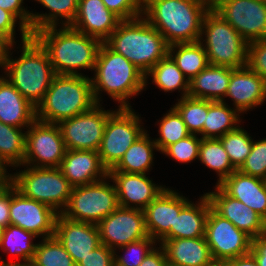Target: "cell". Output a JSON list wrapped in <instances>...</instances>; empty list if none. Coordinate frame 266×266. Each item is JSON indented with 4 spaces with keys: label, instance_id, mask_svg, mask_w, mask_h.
Returning <instances> with one entry per match:
<instances>
[{
    "label": "cell",
    "instance_id": "4fadbf2b",
    "mask_svg": "<svg viewBox=\"0 0 266 266\" xmlns=\"http://www.w3.org/2000/svg\"><path fill=\"white\" fill-rule=\"evenodd\" d=\"M212 8L247 43L266 39V4L262 0H212Z\"/></svg>",
    "mask_w": 266,
    "mask_h": 266
},
{
    "label": "cell",
    "instance_id": "4dcf8cb0",
    "mask_svg": "<svg viewBox=\"0 0 266 266\" xmlns=\"http://www.w3.org/2000/svg\"><path fill=\"white\" fill-rule=\"evenodd\" d=\"M237 112V113H236ZM236 109L228 108L226 102L209 100V108L203 126V138H220L235 130L240 122Z\"/></svg>",
    "mask_w": 266,
    "mask_h": 266
},
{
    "label": "cell",
    "instance_id": "11a10c76",
    "mask_svg": "<svg viewBox=\"0 0 266 266\" xmlns=\"http://www.w3.org/2000/svg\"><path fill=\"white\" fill-rule=\"evenodd\" d=\"M5 164L0 160V181H13L11 174H6L7 169L5 168Z\"/></svg>",
    "mask_w": 266,
    "mask_h": 266
},
{
    "label": "cell",
    "instance_id": "ab89813d",
    "mask_svg": "<svg viewBox=\"0 0 266 266\" xmlns=\"http://www.w3.org/2000/svg\"><path fill=\"white\" fill-rule=\"evenodd\" d=\"M160 138L154 140L157 150L163 152L168 146L178 142L179 140L191 135L187 126L182 120L178 111L172 107L171 110L159 123Z\"/></svg>",
    "mask_w": 266,
    "mask_h": 266
},
{
    "label": "cell",
    "instance_id": "44dd1931",
    "mask_svg": "<svg viewBox=\"0 0 266 266\" xmlns=\"http://www.w3.org/2000/svg\"><path fill=\"white\" fill-rule=\"evenodd\" d=\"M58 168L72 187L95 183L109 175L95 150L67 149Z\"/></svg>",
    "mask_w": 266,
    "mask_h": 266
},
{
    "label": "cell",
    "instance_id": "30bf717a",
    "mask_svg": "<svg viewBox=\"0 0 266 266\" xmlns=\"http://www.w3.org/2000/svg\"><path fill=\"white\" fill-rule=\"evenodd\" d=\"M140 117L131 108H119L107 120L98 154L102 164L112 169L128 148L146 131L139 125Z\"/></svg>",
    "mask_w": 266,
    "mask_h": 266
},
{
    "label": "cell",
    "instance_id": "7402d4cb",
    "mask_svg": "<svg viewBox=\"0 0 266 266\" xmlns=\"http://www.w3.org/2000/svg\"><path fill=\"white\" fill-rule=\"evenodd\" d=\"M121 21L102 0H78V11L70 27L105 42Z\"/></svg>",
    "mask_w": 266,
    "mask_h": 266
},
{
    "label": "cell",
    "instance_id": "d6a6232c",
    "mask_svg": "<svg viewBox=\"0 0 266 266\" xmlns=\"http://www.w3.org/2000/svg\"><path fill=\"white\" fill-rule=\"evenodd\" d=\"M153 77L155 83L161 90L165 92L174 91L176 89L183 90L181 97H187L189 92V80L186 79L182 71L177 67L173 59L167 55L159 60L145 75Z\"/></svg>",
    "mask_w": 266,
    "mask_h": 266
},
{
    "label": "cell",
    "instance_id": "f35d334b",
    "mask_svg": "<svg viewBox=\"0 0 266 266\" xmlns=\"http://www.w3.org/2000/svg\"><path fill=\"white\" fill-rule=\"evenodd\" d=\"M33 261L39 266H76L71 255L54 235L36 244Z\"/></svg>",
    "mask_w": 266,
    "mask_h": 266
},
{
    "label": "cell",
    "instance_id": "e0dca14e",
    "mask_svg": "<svg viewBox=\"0 0 266 266\" xmlns=\"http://www.w3.org/2000/svg\"><path fill=\"white\" fill-rule=\"evenodd\" d=\"M215 189V192L206 195L211 208L218 215L228 219L252 239L266 234V221L262 217L239 200L229 196L218 184Z\"/></svg>",
    "mask_w": 266,
    "mask_h": 266
},
{
    "label": "cell",
    "instance_id": "9a60e30c",
    "mask_svg": "<svg viewBox=\"0 0 266 266\" xmlns=\"http://www.w3.org/2000/svg\"><path fill=\"white\" fill-rule=\"evenodd\" d=\"M100 242L116 250L129 243L149 237L144 212L136 208L118 207L97 224ZM115 247V248H114Z\"/></svg>",
    "mask_w": 266,
    "mask_h": 266
},
{
    "label": "cell",
    "instance_id": "db71d44e",
    "mask_svg": "<svg viewBox=\"0 0 266 266\" xmlns=\"http://www.w3.org/2000/svg\"><path fill=\"white\" fill-rule=\"evenodd\" d=\"M224 266H259V264L254 255L250 252L246 255L228 260Z\"/></svg>",
    "mask_w": 266,
    "mask_h": 266
},
{
    "label": "cell",
    "instance_id": "484cf974",
    "mask_svg": "<svg viewBox=\"0 0 266 266\" xmlns=\"http://www.w3.org/2000/svg\"><path fill=\"white\" fill-rule=\"evenodd\" d=\"M36 120V107L5 78L0 77V121L27 128Z\"/></svg>",
    "mask_w": 266,
    "mask_h": 266
},
{
    "label": "cell",
    "instance_id": "d590c367",
    "mask_svg": "<svg viewBox=\"0 0 266 266\" xmlns=\"http://www.w3.org/2000/svg\"><path fill=\"white\" fill-rule=\"evenodd\" d=\"M36 237L32 232L10 224L3 230L0 248L27 262L33 260L35 256L36 244H33L32 241Z\"/></svg>",
    "mask_w": 266,
    "mask_h": 266
},
{
    "label": "cell",
    "instance_id": "f6af8a7d",
    "mask_svg": "<svg viewBox=\"0 0 266 266\" xmlns=\"http://www.w3.org/2000/svg\"><path fill=\"white\" fill-rule=\"evenodd\" d=\"M246 65L266 81V39L248 43Z\"/></svg>",
    "mask_w": 266,
    "mask_h": 266
},
{
    "label": "cell",
    "instance_id": "5bb4252c",
    "mask_svg": "<svg viewBox=\"0 0 266 266\" xmlns=\"http://www.w3.org/2000/svg\"><path fill=\"white\" fill-rule=\"evenodd\" d=\"M100 106L96 104L90 110L58 123L68 150L98 151L108 117L114 112Z\"/></svg>",
    "mask_w": 266,
    "mask_h": 266
},
{
    "label": "cell",
    "instance_id": "60d3db41",
    "mask_svg": "<svg viewBox=\"0 0 266 266\" xmlns=\"http://www.w3.org/2000/svg\"><path fill=\"white\" fill-rule=\"evenodd\" d=\"M155 243L156 241L149 236L119 247L118 249L127 252L122 257L114 252L115 266H139L147 254L154 248Z\"/></svg>",
    "mask_w": 266,
    "mask_h": 266
},
{
    "label": "cell",
    "instance_id": "ffe728a7",
    "mask_svg": "<svg viewBox=\"0 0 266 266\" xmlns=\"http://www.w3.org/2000/svg\"><path fill=\"white\" fill-rule=\"evenodd\" d=\"M188 199L177 192L165 188L144 210L148 235L155 241L160 240L174 227L176 215L188 203Z\"/></svg>",
    "mask_w": 266,
    "mask_h": 266
},
{
    "label": "cell",
    "instance_id": "2e32d148",
    "mask_svg": "<svg viewBox=\"0 0 266 266\" xmlns=\"http://www.w3.org/2000/svg\"><path fill=\"white\" fill-rule=\"evenodd\" d=\"M59 213L53 208L25 197L14 185L11 186L10 224L35 236L47 238L55 234V222Z\"/></svg>",
    "mask_w": 266,
    "mask_h": 266
},
{
    "label": "cell",
    "instance_id": "603a6c76",
    "mask_svg": "<svg viewBox=\"0 0 266 266\" xmlns=\"http://www.w3.org/2000/svg\"><path fill=\"white\" fill-rule=\"evenodd\" d=\"M226 97L232 98L235 109L240 113L264 103L266 81L247 65L231 73Z\"/></svg>",
    "mask_w": 266,
    "mask_h": 266
},
{
    "label": "cell",
    "instance_id": "ee69618b",
    "mask_svg": "<svg viewBox=\"0 0 266 266\" xmlns=\"http://www.w3.org/2000/svg\"><path fill=\"white\" fill-rule=\"evenodd\" d=\"M107 9L121 20H131L142 16L143 0H102Z\"/></svg>",
    "mask_w": 266,
    "mask_h": 266
},
{
    "label": "cell",
    "instance_id": "f546056e",
    "mask_svg": "<svg viewBox=\"0 0 266 266\" xmlns=\"http://www.w3.org/2000/svg\"><path fill=\"white\" fill-rule=\"evenodd\" d=\"M168 55L189 81L209 65L202 39L197 42L170 45Z\"/></svg>",
    "mask_w": 266,
    "mask_h": 266
},
{
    "label": "cell",
    "instance_id": "3957f363",
    "mask_svg": "<svg viewBox=\"0 0 266 266\" xmlns=\"http://www.w3.org/2000/svg\"><path fill=\"white\" fill-rule=\"evenodd\" d=\"M94 70L96 74L91 82L97 104H100L98 95L104 90L120 103L119 108H131L127 99L138 95L147 85L145 74L105 42L98 50Z\"/></svg>",
    "mask_w": 266,
    "mask_h": 266
},
{
    "label": "cell",
    "instance_id": "816d5d0a",
    "mask_svg": "<svg viewBox=\"0 0 266 266\" xmlns=\"http://www.w3.org/2000/svg\"><path fill=\"white\" fill-rule=\"evenodd\" d=\"M11 187L0 197V226L10 225Z\"/></svg>",
    "mask_w": 266,
    "mask_h": 266
},
{
    "label": "cell",
    "instance_id": "ac0fdd59",
    "mask_svg": "<svg viewBox=\"0 0 266 266\" xmlns=\"http://www.w3.org/2000/svg\"><path fill=\"white\" fill-rule=\"evenodd\" d=\"M54 236L71 255L75 265L101 245L97 224L72 221L61 213L55 222Z\"/></svg>",
    "mask_w": 266,
    "mask_h": 266
},
{
    "label": "cell",
    "instance_id": "e575fe53",
    "mask_svg": "<svg viewBox=\"0 0 266 266\" xmlns=\"http://www.w3.org/2000/svg\"><path fill=\"white\" fill-rule=\"evenodd\" d=\"M198 160L216 171L219 176L217 184L236 170L218 138H201Z\"/></svg>",
    "mask_w": 266,
    "mask_h": 266
},
{
    "label": "cell",
    "instance_id": "b9f144b4",
    "mask_svg": "<svg viewBox=\"0 0 266 266\" xmlns=\"http://www.w3.org/2000/svg\"><path fill=\"white\" fill-rule=\"evenodd\" d=\"M239 171L266 180V139L253 142L251 152Z\"/></svg>",
    "mask_w": 266,
    "mask_h": 266
},
{
    "label": "cell",
    "instance_id": "5b68a950",
    "mask_svg": "<svg viewBox=\"0 0 266 266\" xmlns=\"http://www.w3.org/2000/svg\"><path fill=\"white\" fill-rule=\"evenodd\" d=\"M21 43V56L11 59L9 53L2 68L7 71V80L25 99L37 107L56 74L48 53L33 36Z\"/></svg>",
    "mask_w": 266,
    "mask_h": 266
},
{
    "label": "cell",
    "instance_id": "9c48e42d",
    "mask_svg": "<svg viewBox=\"0 0 266 266\" xmlns=\"http://www.w3.org/2000/svg\"><path fill=\"white\" fill-rule=\"evenodd\" d=\"M118 207L115 184L102 179L72 187L69 203L61 214L72 221L98 224Z\"/></svg>",
    "mask_w": 266,
    "mask_h": 266
},
{
    "label": "cell",
    "instance_id": "8fae6325",
    "mask_svg": "<svg viewBox=\"0 0 266 266\" xmlns=\"http://www.w3.org/2000/svg\"><path fill=\"white\" fill-rule=\"evenodd\" d=\"M66 151L67 148L58 124L36 119L28 127L23 161L25 166L58 168Z\"/></svg>",
    "mask_w": 266,
    "mask_h": 266
},
{
    "label": "cell",
    "instance_id": "8992f818",
    "mask_svg": "<svg viewBox=\"0 0 266 266\" xmlns=\"http://www.w3.org/2000/svg\"><path fill=\"white\" fill-rule=\"evenodd\" d=\"M96 104L91 78L83 75H55L43 100L36 107V119L58 124L90 110Z\"/></svg>",
    "mask_w": 266,
    "mask_h": 266
},
{
    "label": "cell",
    "instance_id": "836d02e7",
    "mask_svg": "<svg viewBox=\"0 0 266 266\" xmlns=\"http://www.w3.org/2000/svg\"><path fill=\"white\" fill-rule=\"evenodd\" d=\"M26 132L0 121V160L5 165L18 167L25 158Z\"/></svg>",
    "mask_w": 266,
    "mask_h": 266
},
{
    "label": "cell",
    "instance_id": "74e56055",
    "mask_svg": "<svg viewBox=\"0 0 266 266\" xmlns=\"http://www.w3.org/2000/svg\"><path fill=\"white\" fill-rule=\"evenodd\" d=\"M218 139L227 152L232 166L239 170L251 152L253 139L239 125L235 130L226 133Z\"/></svg>",
    "mask_w": 266,
    "mask_h": 266
},
{
    "label": "cell",
    "instance_id": "9f6ffc18",
    "mask_svg": "<svg viewBox=\"0 0 266 266\" xmlns=\"http://www.w3.org/2000/svg\"><path fill=\"white\" fill-rule=\"evenodd\" d=\"M13 185V181H0V197Z\"/></svg>",
    "mask_w": 266,
    "mask_h": 266
},
{
    "label": "cell",
    "instance_id": "7a4b0ae2",
    "mask_svg": "<svg viewBox=\"0 0 266 266\" xmlns=\"http://www.w3.org/2000/svg\"><path fill=\"white\" fill-rule=\"evenodd\" d=\"M46 27L32 36L48 53L56 75H81L76 69L95 68L101 41L70 26Z\"/></svg>",
    "mask_w": 266,
    "mask_h": 266
},
{
    "label": "cell",
    "instance_id": "4316f807",
    "mask_svg": "<svg viewBox=\"0 0 266 266\" xmlns=\"http://www.w3.org/2000/svg\"><path fill=\"white\" fill-rule=\"evenodd\" d=\"M211 205L206 194L201 196L200 202L196 205L191 201L188 202L176 215L174 227L161 240L171 239H191L204 237L206 222Z\"/></svg>",
    "mask_w": 266,
    "mask_h": 266
},
{
    "label": "cell",
    "instance_id": "ba28073f",
    "mask_svg": "<svg viewBox=\"0 0 266 266\" xmlns=\"http://www.w3.org/2000/svg\"><path fill=\"white\" fill-rule=\"evenodd\" d=\"M11 176L13 185L25 197L47 204L57 213H62L67 207L72 186L59 168L27 166L26 170Z\"/></svg>",
    "mask_w": 266,
    "mask_h": 266
},
{
    "label": "cell",
    "instance_id": "6da1fadb",
    "mask_svg": "<svg viewBox=\"0 0 266 266\" xmlns=\"http://www.w3.org/2000/svg\"><path fill=\"white\" fill-rule=\"evenodd\" d=\"M211 7L212 0H143L142 15L170 46L203 40L202 23Z\"/></svg>",
    "mask_w": 266,
    "mask_h": 266
},
{
    "label": "cell",
    "instance_id": "6f0895ef",
    "mask_svg": "<svg viewBox=\"0 0 266 266\" xmlns=\"http://www.w3.org/2000/svg\"><path fill=\"white\" fill-rule=\"evenodd\" d=\"M0 266H28V261L27 262H20V263H12V262H5L4 260H0Z\"/></svg>",
    "mask_w": 266,
    "mask_h": 266
},
{
    "label": "cell",
    "instance_id": "f1b7e54d",
    "mask_svg": "<svg viewBox=\"0 0 266 266\" xmlns=\"http://www.w3.org/2000/svg\"><path fill=\"white\" fill-rule=\"evenodd\" d=\"M148 135L147 132L141 135L109 171L146 174L153 162V149L157 150L155 141L149 139Z\"/></svg>",
    "mask_w": 266,
    "mask_h": 266
},
{
    "label": "cell",
    "instance_id": "f5cc1de1",
    "mask_svg": "<svg viewBox=\"0 0 266 266\" xmlns=\"http://www.w3.org/2000/svg\"><path fill=\"white\" fill-rule=\"evenodd\" d=\"M14 42L2 31H0V67H3L6 59L9 57V50Z\"/></svg>",
    "mask_w": 266,
    "mask_h": 266
},
{
    "label": "cell",
    "instance_id": "d4e9b609",
    "mask_svg": "<svg viewBox=\"0 0 266 266\" xmlns=\"http://www.w3.org/2000/svg\"><path fill=\"white\" fill-rule=\"evenodd\" d=\"M167 263L174 266H217L204 237L160 240Z\"/></svg>",
    "mask_w": 266,
    "mask_h": 266
},
{
    "label": "cell",
    "instance_id": "277c9868",
    "mask_svg": "<svg viewBox=\"0 0 266 266\" xmlns=\"http://www.w3.org/2000/svg\"><path fill=\"white\" fill-rule=\"evenodd\" d=\"M105 43L145 75L168 55L169 48L162 34L143 16L122 20Z\"/></svg>",
    "mask_w": 266,
    "mask_h": 266
},
{
    "label": "cell",
    "instance_id": "bcb514c9",
    "mask_svg": "<svg viewBox=\"0 0 266 266\" xmlns=\"http://www.w3.org/2000/svg\"><path fill=\"white\" fill-rule=\"evenodd\" d=\"M24 0H0V7L11 12L18 20L21 30V41L28 40L31 35V12L26 11L22 5Z\"/></svg>",
    "mask_w": 266,
    "mask_h": 266
},
{
    "label": "cell",
    "instance_id": "cb8c5ba5",
    "mask_svg": "<svg viewBox=\"0 0 266 266\" xmlns=\"http://www.w3.org/2000/svg\"><path fill=\"white\" fill-rule=\"evenodd\" d=\"M218 185L266 221V180L235 170Z\"/></svg>",
    "mask_w": 266,
    "mask_h": 266
},
{
    "label": "cell",
    "instance_id": "d6986e66",
    "mask_svg": "<svg viewBox=\"0 0 266 266\" xmlns=\"http://www.w3.org/2000/svg\"><path fill=\"white\" fill-rule=\"evenodd\" d=\"M108 178H111L113 184H116L118 205L124 208L144 210L165 190L164 187L157 186L151 179H148L146 174L109 171Z\"/></svg>",
    "mask_w": 266,
    "mask_h": 266
},
{
    "label": "cell",
    "instance_id": "1f68e13d",
    "mask_svg": "<svg viewBox=\"0 0 266 266\" xmlns=\"http://www.w3.org/2000/svg\"><path fill=\"white\" fill-rule=\"evenodd\" d=\"M44 7L48 8L51 12L48 14H31V35L36 31L57 26L58 17L64 18L62 21L63 26H70L78 11V0H36ZM66 19V21H65ZM65 22V23H63Z\"/></svg>",
    "mask_w": 266,
    "mask_h": 266
},
{
    "label": "cell",
    "instance_id": "680465c9",
    "mask_svg": "<svg viewBox=\"0 0 266 266\" xmlns=\"http://www.w3.org/2000/svg\"><path fill=\"white\" fill-rule=\"evenodd\" d=\"M28 266H39L33 260L28 261Z\"/></svg>",
    "mask_w": 266,
    "mask_h": 266
},
{
    "label": "cell",
    "instance_id": "8d00e7d4",
    "mask_svg": "<svg viewBox=\"0 0 266 266\" xmlns=\"http://www.w3.org/2000/svg\"><path fill=\"white\" fill-rule=\"evenodd\" d=\"M181 115L183 122L191 134H201L209 108V100L181 97L173 106Z\"/></svg>",
    "mask_w": 266,
    "mask_h": 266
},
{
    "label": "cell",
    "instance_id": "52a82bcc",
    "mask_svg": "<svg viewBox=\"0 0 266 266\" xmlns=\"http://www.w3.org/2000/svg\"><path fill=\"white\" fill-rule=\"evenodd\" d=\"M202 34L209 64L233 69L246 66L248 43L212 7L204 16Z\"/></svg>",
    "mask_w": 266,
    "mask_h": 266
},
{
    "label": "cell",
    "instance_id": "c3c4849f",
    "mask_svg": "<svg viewBox=\"0 0 266 266\" xmlns=\"http://www.w3.org/2000/svg\"><path fill=\"white\" fill-rule=\"evenodd\" d=\"M16 19L11 12L0 7V31L4 32L14 43Z\"/></svg>",
    "mask_w": 266,
    "mask_h": 266
},
{
    "label": "cell",
    "instance_id": "83f0119b",
    "mask_svg": "<svg viewBox=\"0 0 266 266\" xmlns=\"http://www.w3.org/2000/svg\"><path fill=\"white\" fill-rule=\"evenodd\" d=\"M234 69L209 64L189 81L188 96L191 98L222 101L228 91Z\"/></svg>",
    "mask_w": 266,
    "mask_h": 266
},
{
    "label": "cell",
    "instance_id": "91938a15",
    "mask_svg": "<svg viewBox=\"0 0 266 266\" xmlns=\"http://www.w3.org/2000/svg\"><path fill=\"white\" fill-rule=\"evenodd\" d=\"M3 230H4V228L2 226H0V243H1V240L3 237Z\"/></svg>",
    "mask_w": 266,
    "mask_h": 266
},
{
    "label": "cell",
    "instance_id": "7dc6e473",
    "mask_svg": "<svg viewBox=\"0 0 266 266\" xmlns=\"http://www.w3.org/2000/svg\"><path fill=\"white\" fill-rule=\"evenodd\" d=\"M114 250L101 244L91 251L76 266H115Z\"/></svg>",
    "mask_w": 266,
    "mask_h": 266
},
{
    "label": "cell",
    "instance_id": "f907efd6",
    "mask_svg": "<svg viewBox=\"0 0 266 266\" xmlns=\"http://www.w3.org/2000/svg\"><path fill=\"white\" fill-rule=\"evenodd\" d=\"M153 248L139 266H166L167 258L163 247ZM160 249V250H159Z\"/></svg>",
    "mask_w": 266,
    "mask_h": 266
},
{
    "label": "cell",
    "instance_id": "7c38bea8",
    "mask_svg": "<svg viewBox=\"0 0 266 266\" xmlns=\"http://www.w3.org/2000/svg\"><path fill=\"white\" fill-rule=\"evenodd\" d=\"M205 239L217 265H224L228 260L251 251L252 238L212 208L206 222Z\"/></svg>",
    "mask_w": 266,
    "mask_h": 266
},
{
    "label": "cell",
    "instance_id": "7bdbcfd3",
    "mask_svg": "<svg viewBox=\"0 0 266 266\" xmlns=\"http://www.w3.org/2000/svg\"><path fill=\"white\" fill-rule=\"evenodd\" d=\"M200 144L201 138L199 139L196 134H191L171 144L162 153L178 162L187 163L198 159Z\"/></svg>",
    "mask_w": 266,
    "mask_h": 266
},
{
    "label": "cell",
    "instance_id": "681fc988",
    "mask_svg": "<svg viewBox=\"0 0 266 266\" xmlns=\"http://www.w3.org/2000/svg\"><path fill=\"white\" fill-rule=\"evenodd\" d=\"M250 252L256 258L259 266H266V234L252 239Z\"/></svg>",
    "mask_w": 266,
    "mask_h": 266
}]
</instances>
